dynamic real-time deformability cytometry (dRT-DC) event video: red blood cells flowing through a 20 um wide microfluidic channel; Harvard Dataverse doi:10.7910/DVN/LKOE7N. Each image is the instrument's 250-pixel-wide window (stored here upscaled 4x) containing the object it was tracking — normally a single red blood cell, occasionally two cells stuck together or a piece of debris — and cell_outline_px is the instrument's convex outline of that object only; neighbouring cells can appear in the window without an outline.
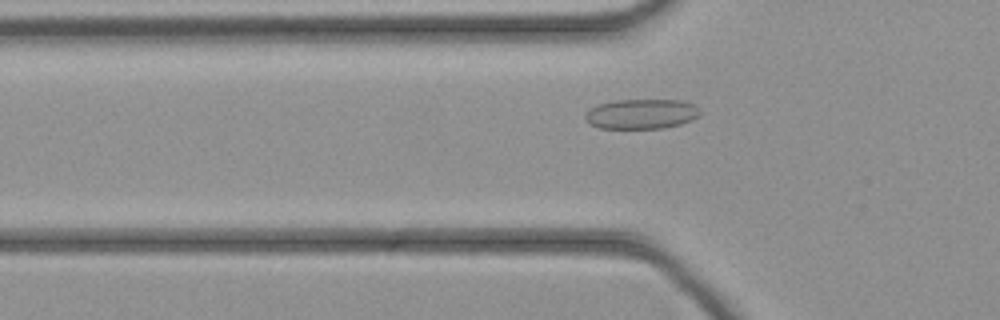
{"species": "common noctule bat (a hibernating species)", "species_latin": "Nyctalus noctula", "temperature_condition": "cold", "stored_images_in_passage": 32, "camera_frame_rate_fps": 3000, "um_per_image_px": 0.085, "animal": {"sex": "female", "body_mass_g": 21.9}, "frame": {"image": 1, "passage_image": 2, "time_ms": 0.333, "image_size_px": [1000, 320], "cell_outline_px": [[700, 112], [692, 120], [680, 124], [664, 128], [600, 128], [588, 124], [584, 116], [592, 108], [600, 104], [616, 100], [684, 100], [700, 108]], "centroid_in_image_um": [54.53, 9.69], "position_along_channel_um": 71.3, "area_um2": 19.88}}
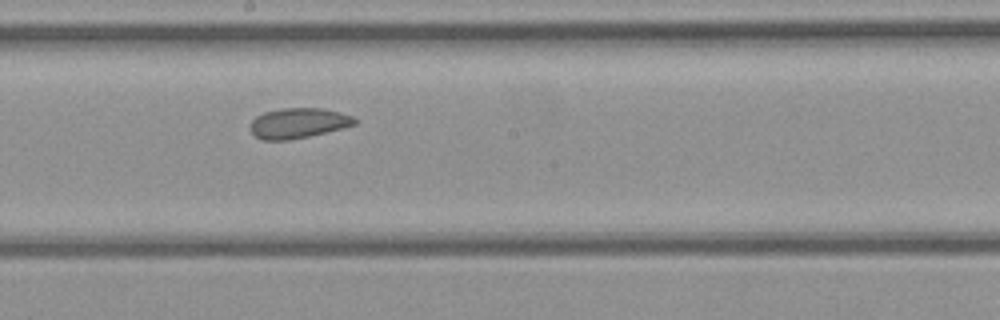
{"frame": {"image": 2, "passage_image": 12, "time_ms": 3.667, "image_size_px": [1000, 320], "cell_outline_px": [[356, 124], [308, 136], [288, 140], [260, 140], [248, 128], [252, 120], [256, 116], [264, 112], [280, 108], [320, 108], [352, 116], [356, 120]], "centroid_in_image_um": [25.27, 10.46], "position_along_channel_um": 222.9, "area_um2": 18.15}}
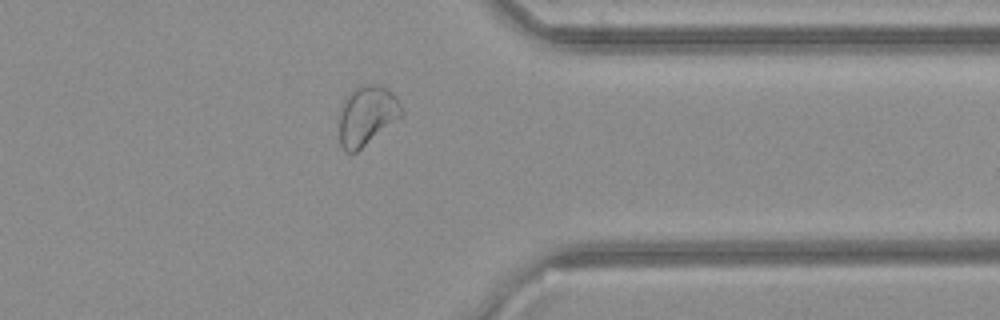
{"frame": {"image": 3, "passage_image": 23, "time_ms": 7.333, "image_size_px": [1000, 320], "cell_outline_px": [[404, 112], [400, 116], [356, 152], [344, 152], [340, 144], [340, 108], [344, 100], [352, 88], [360, 84], [376, 84], [388, 88], [392, 92], [400, 104]], "centroid_in_image_um": [31.15, 9.77], "position_along_channel_um": 380.2, "area_um2": 21.39}}